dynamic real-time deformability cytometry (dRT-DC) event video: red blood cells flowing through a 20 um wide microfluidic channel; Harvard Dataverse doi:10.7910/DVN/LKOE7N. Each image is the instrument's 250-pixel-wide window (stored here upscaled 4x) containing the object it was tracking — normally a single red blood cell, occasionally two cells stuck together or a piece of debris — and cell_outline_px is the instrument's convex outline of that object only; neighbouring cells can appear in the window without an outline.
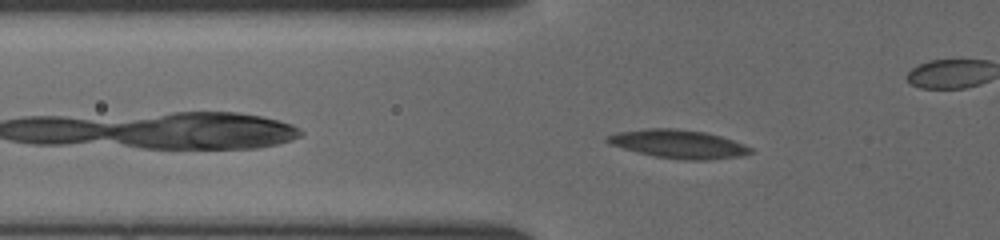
{"species": "common noctule bat (a hibernating species)", "species_latin": "Nyctalus noctula", "temperature_condition": "cold", "stored_images_in_passage": 37, "camera_frame_rate_fps": 3000, "um_per_image_px": 0.085, "animal": {"sex": "female", "body_mass_g": 19.5, "forearm_length_mm": 54.1}, "frame": {"image": 1, "passage_image": 4, "time_ms": 1.0, "image_size_px": [1000, 240], "cell_outline_px": [[752, 152], [740, 156], [708, 160], [688, 160], [656, 156], [608, 144], [604, 140], [604, 136], [616, 132], [648, 128], [676, 128], [704, 132], [720, 136], [744, 144], [752, 148]], "centroid_in_image_um": [57.63, 12.23], "position_along_channel_um": 68.2, "area_um2": 23.58}}
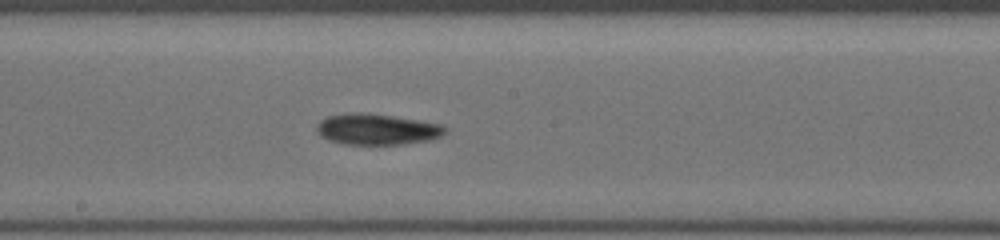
{"frame": {"image": 2, "passage_image": 15, "time_ms": 4.667, "image_size_px": [1000, 240], "cell_outline_px": [[448, 128], [440, 136], [428, 140], [400, 144], [344, 144], [328, 140], [320, 136], [316, 132], [316, 124], [320, 120], [328, 116], [392, 116], [444, 124]], "centroid_in_image_um": [32.07, 11.04], "position_along_channel_um": 216.1, "area_um2": 22.14}}
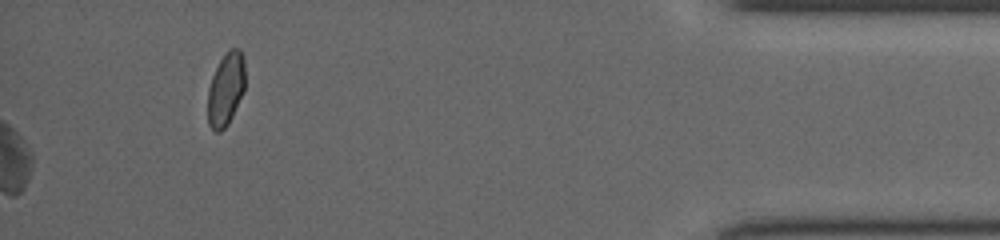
{"frame": {"image": 3, "passage_image": 37, "time_ms": 12.0, "image_size_px": [1000, 240], "cell_outline_px": [[244, 92], [228, 124], [220, 132], [216, 132], [208, 124], [208, 88], [212, 76], [220, 60], [228, 48], [240, 48], [244, 56]], "centroid_in_image_um": [19.2, 7.55], "position_along_channel_um": 416.0, "area_um2": 16.01}}